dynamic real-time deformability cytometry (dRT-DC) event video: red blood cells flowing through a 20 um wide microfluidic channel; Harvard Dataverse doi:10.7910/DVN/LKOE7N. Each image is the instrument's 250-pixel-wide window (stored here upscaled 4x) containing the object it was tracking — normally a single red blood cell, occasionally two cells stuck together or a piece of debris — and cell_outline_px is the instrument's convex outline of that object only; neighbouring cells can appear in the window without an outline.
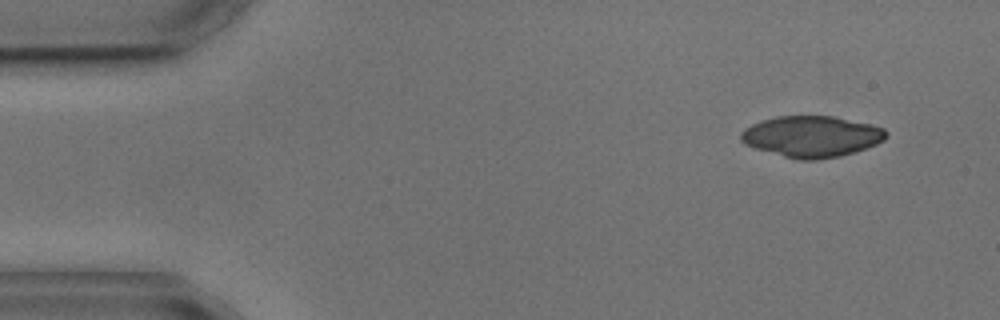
{"species": "common noctule bat (a hibernating species)", "species_latin": "Nyctalus noctula", "temperature_condition": "cold", "stored_images_in_passage": 5, "camera_frame_rate_fps": 3000, "um_per_image_px": 0.085, "animal": {"sex": "male", "body_mass_g": 17.9, "forearm_length_mm": 54.2}, "frame": {"image": 1, "passage_image": 1, "time_ms": 0.0, "image_size_px": [1000, 320], "cell_outline_px": [[888, 136], [884, 140], [876, 144], [840, 156], [816, 160], [796, 160], [756, 148], [744, 144], [740, 140], [740, 132], [744, 128], [752, 124], [776, 116], [832, 116], [872, 124], [884, 128], [888, 132]], "centroid_in_image_um": [68.99, 11.6], "position_along_channel_um": 16.0, "area_um2": 34.85}}